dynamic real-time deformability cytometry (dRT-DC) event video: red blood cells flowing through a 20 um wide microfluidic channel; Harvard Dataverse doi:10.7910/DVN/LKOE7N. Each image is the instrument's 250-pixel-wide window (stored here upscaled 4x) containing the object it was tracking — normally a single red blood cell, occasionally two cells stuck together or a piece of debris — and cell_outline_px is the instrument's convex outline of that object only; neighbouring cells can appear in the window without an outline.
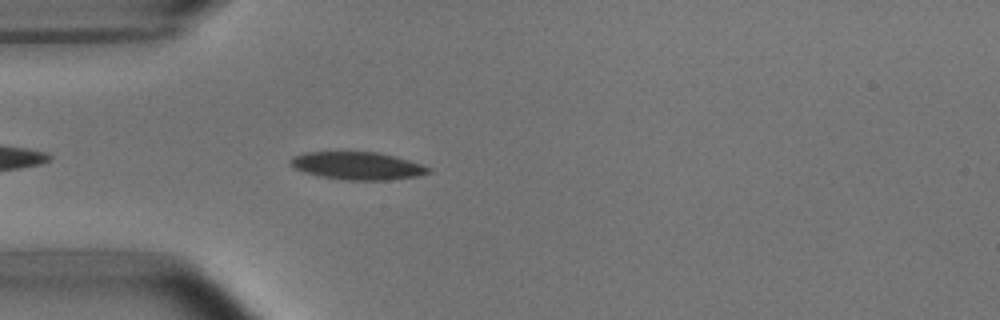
{"species": "common noctule bat (a hibernating species)", "species_latin": "Nyctalus noctula", "temperature_condition": "room temperature", "stored_images_in_passage": 5, "camera_frame_rate_fps": 3000, "um_per_image_px": 0.085, "animal": {"sex": "male", "body_mass_g": 15.6}, "frame": {"image": 1, "passage_image": 5, "time_ms": 4.667, "image_size_px": [1000, 320], "cell_outline_px": [[432, 172], [416, 176], [388, 180], [344, 180], [320, 176], [304, 172], [296, 168], [288, 160], [292, 156], [304, 152], [376, 152], [408, 160], [432, 168]], "centroid_in_image_um": [30.37, 14.09], "position_along_channel_um": 54.6, "area_um2": 22.14}}